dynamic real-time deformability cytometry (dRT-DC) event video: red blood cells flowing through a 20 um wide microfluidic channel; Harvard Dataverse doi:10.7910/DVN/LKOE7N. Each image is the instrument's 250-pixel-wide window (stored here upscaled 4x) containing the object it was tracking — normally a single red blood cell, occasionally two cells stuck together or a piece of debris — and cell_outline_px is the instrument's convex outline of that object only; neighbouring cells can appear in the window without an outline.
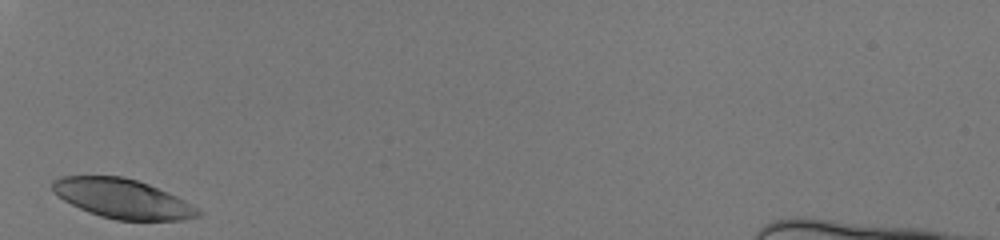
{"species": "human", "species_latin": "Homo sapiens", "temperature_condition": "room temperature", "stored_images_in_passage": 13, "camera_frame_rate_fps": 3000, "um_per_image_px": 0.085, "donor": {"sex": "male"}, "frame": {"image": 1, "passage_image": 1, "time_ms": 0.0, "image_size_px": [1000, 240], "cell_outline_px": [[204, 212], [200, 216], [184, 220], [116, 220], [100, 216], [88, 212], [64, 200], [52, 192], [52, 180], [60, 176], [124, 176], [148, 184], [168, 192], [184, 200]], "centroid_in_image_um": [10.41, 16.88], "position_along_channel_um": 74.6, "area_um2": 33.47}}
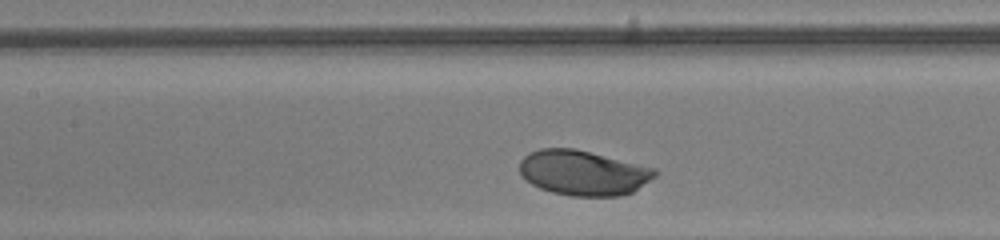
{"frame": {"image": 2, "passage_image": 8, "time_ms": 2.333, "image_size_px": [1000, 240], "cell_outline_px": [[660, 172], [656, 176], [632, 192], [620, 196], [572, 196], [552, 192], [540, 188], [532, 184], [520, 176], [520, 160], [528, 152], [540, 148], [576, 148], [656, 168]], "centroid_in_image_um": [49.57, 14.68], "position_along_channel_um": 157.8, "area_um2": 35.84}}
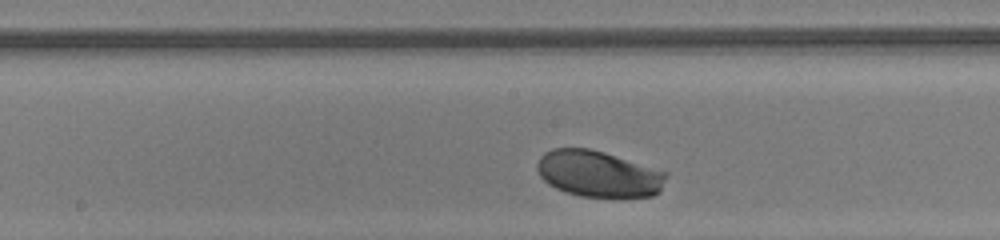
{"frame": {"image": 3, "passage_image": 11, "time_ms": 3.333, "image_size_px": [1000, 240], "cell_outline_px": [[668, 172], [660, 192], [652, 196], [580, 196], [556, 188], [548, 184], [540, 176], [536, 168], [536, 164], [540, 156], [544, 152], [552, 148], [588, 148], [604, 152]], "centroid_in_image_um": [50.84, 14.76], "position_along_channel_um": 197.4, "area_um2": 34.62}}